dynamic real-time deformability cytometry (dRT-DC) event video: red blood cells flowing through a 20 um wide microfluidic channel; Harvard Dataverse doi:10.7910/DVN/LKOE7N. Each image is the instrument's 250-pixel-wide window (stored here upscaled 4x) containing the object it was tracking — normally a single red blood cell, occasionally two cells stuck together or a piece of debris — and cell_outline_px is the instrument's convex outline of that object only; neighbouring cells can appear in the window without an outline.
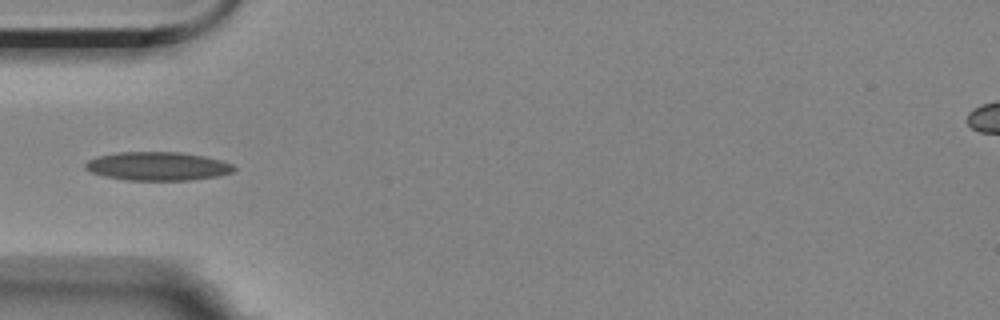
{"species": "Egyptian fruit bat (a non-hibernating species)", "species_latin": "Rousettus aegyptiacus", "temperature_condition": "room temperature", "stored_images_in_passage": 13, "camera_frame_rate_fps": 3000, "um_per_image_px": 0.085, "animal": {"sex": "female"}, "frame": {"image": 1, "passage_image": 3, "time_ms": 5.0, "image_size_px": [1000, 320], "cell_outline_px": [[236, 168], [232, 172], [220, 176], [188, 180], [124, 180], [104, 176], [92, 172], [84, 168], [84, 164], [88, 160], [96, 156], [120, 152], [180, 152], [204, 156], [220, 160], [232, 164]], "centroid_in_image_um": [13.39, 14.13], "position_along_channel_um": 71.6, "area_um2": 24.8}}
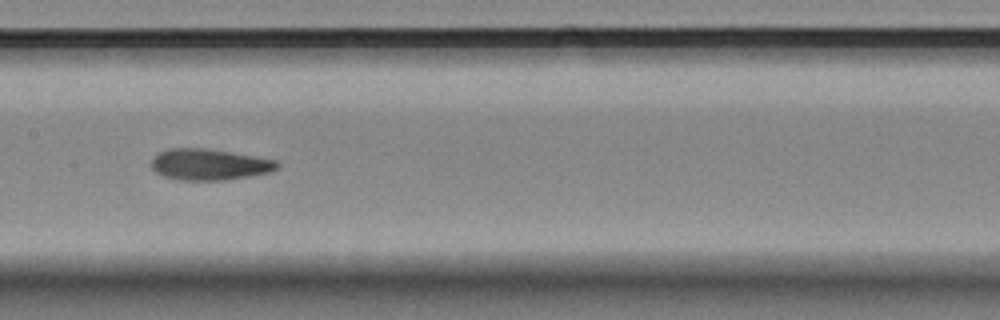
{"frame": {"image": 2, "passage_image": 6, "time_ms": 8.333, "image_size_px": [1000, 320], "cell_outline_px": [[280, 168], [272, 172], [228, 180], [176, 180], [164, 176], [156, 172], [152, 168], [152, 156], [168, 148], [204, 148], [232, 152], [276, 160], [280, 164]], "centroid_in_image_um": [17.82, 13.98], "position_along_channel_um": 189.6, "area_um2": 23.12}}
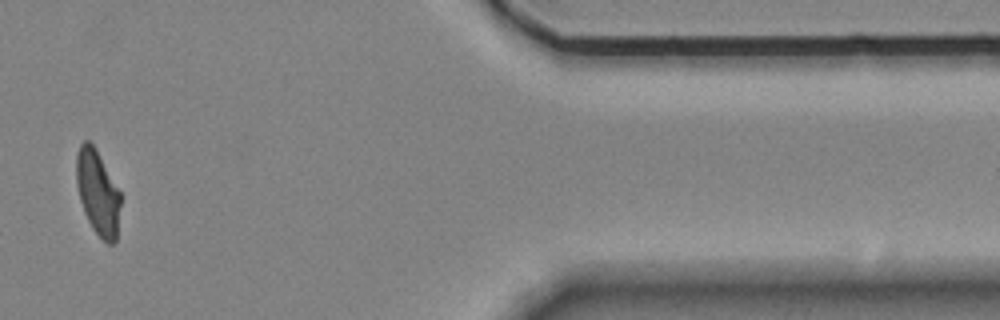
{"frame": {"image": 3, "passage_image": 12, "time_ms": 15.667, "image_size_px": [1000, 320], "cell_outline_px": [[120, 204], [116, 240], [112, 244], [108, 244], [92, 228], [84, 212], [80, 200], [76, 184], [76, 152], [80, 144], [84, 140], [88, 140], [96, 148], [120, 192]], "centroid_in_image_um": [8.28, 16.33], "position_along_channel_um": 403.1, "area_um2": 21.73}, "authors_computed_cell_mechanics": {"area_um2": 23.2934, "velocity_mm_per_s": 3.5137, "shape_relaxation_time_tau1_ms": 6.1235, "shape_relaxation_time_tau2_ms": 2.2282, "deformation_change_tau1": 0.1624, "deformation_change_tau2": 0.092}}